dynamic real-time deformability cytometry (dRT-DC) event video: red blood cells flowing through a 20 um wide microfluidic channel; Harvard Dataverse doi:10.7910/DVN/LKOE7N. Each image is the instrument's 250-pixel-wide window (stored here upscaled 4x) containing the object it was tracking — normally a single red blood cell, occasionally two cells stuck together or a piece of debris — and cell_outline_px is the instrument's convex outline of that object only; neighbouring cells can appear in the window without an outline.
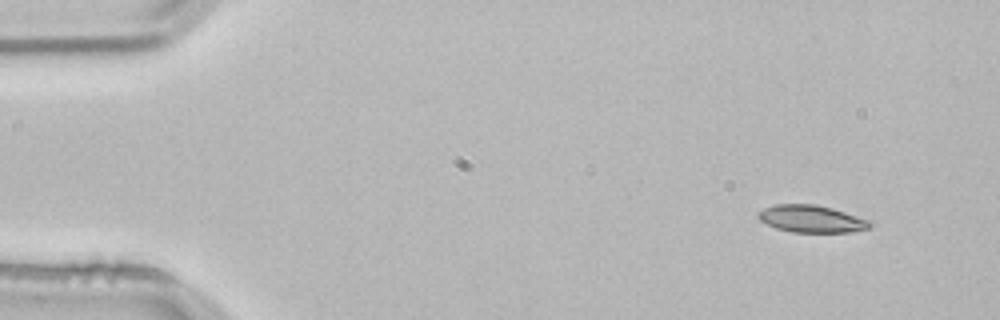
{"species": "common noctule bat (a hibernating species)", "species_latin": "Nyctalus noctula", "temperature_condition": "room temperature", "stored_images_in_passage": 4, "camera_frame_rate_fps": 3000, "um_per_image_px": 0.085, "animal": {"sex": "male", "body_mass_g": 21.5, "forearm_length_mm": 52.0}, "frame": {"image": 1, "passage_image": 1, "time_ms": 0.0, "image_size_px": [1000, 320], "cell_outline_px": [[876, 224], [868, 228], [852, 232], [792, 232], [776, 228], [760, 220], [756, 216], [756, 212], [764, 208], [776, 204], [816, 204], [832, 208], [868, 220]], "centroid_in_image_um": [68.96, 18.6], "position_along_channel_um": 16.0, "area_um2": 17.74}}
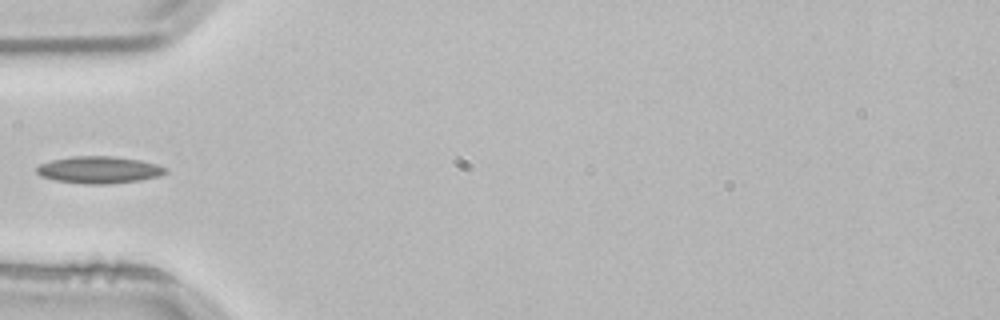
{"frame": {"image": 2, "passage_image": 4, "time_ms": 1.0, "image_size_px": [1000, 320], "cell_outline_px": [[168, 172], [160, 176], [140, 180], [104, 184], [84, 184], [56, 180], [40, 176], [36, 172], [36, 168], [40, 164], [52, 160], [72, 156], [112, 156], [140, 160], [156, 164], [168, 168]], "centroid_in_image_um": [8.43, 14.43], "position_along_channel_um": 76.6, "area_um2": 20.29}}